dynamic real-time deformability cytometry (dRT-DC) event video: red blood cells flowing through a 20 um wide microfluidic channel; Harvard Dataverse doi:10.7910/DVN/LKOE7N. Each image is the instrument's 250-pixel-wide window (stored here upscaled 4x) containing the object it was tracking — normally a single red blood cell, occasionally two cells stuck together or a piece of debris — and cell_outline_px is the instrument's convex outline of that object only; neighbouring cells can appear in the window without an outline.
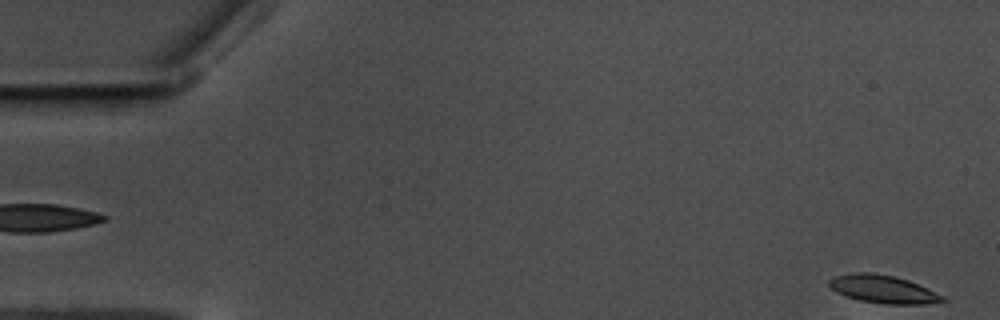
{"species": "common noctule bat (a hibernating species)", "species_latin": "Nyctalus noctula", "temperature_condition": "warm", "stored_images_in_passage": 1, "camera_frame_rate_fps": 3000, "um_per_image_px": 0.085, "animal": {"sex": "male", "body_mass_g": 17.5, "forearm_length_mm": 52.3}, "frame": {"image": 1, "passage_image": 1, "time_ms": 0.0, "image_size_px": [1000, 320], "cell_outline_px": [[948, 300], [924, 304], [888, 304], [860, 300], [836, 292], [828, 284], [828, 280], [836, 276], [852, 272], [868, 272], [892, 276], [908, 280], [944, 296]], "centroid_in_image_um": [75.05, 24.57], "position_along_channel_um": 9.9, "area_um2": 18.15}}